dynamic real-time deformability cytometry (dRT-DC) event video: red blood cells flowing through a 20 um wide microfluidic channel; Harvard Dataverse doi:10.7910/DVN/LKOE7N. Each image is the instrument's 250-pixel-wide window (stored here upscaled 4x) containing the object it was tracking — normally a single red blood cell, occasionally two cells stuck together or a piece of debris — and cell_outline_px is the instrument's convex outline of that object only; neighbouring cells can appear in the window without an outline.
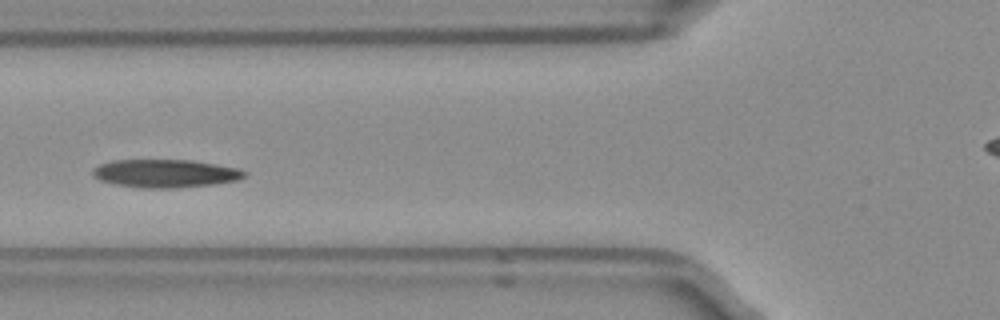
{"species": "Egyptian fruit bat (a non-hibernating species)", "species_latin": "Rousettus aegyptiacus", "temperature_condition": "room temperature", "stored_images_in_passage": 47, "camera_frame_rate_fps": 3000, "um_per_image_px": 0.085, "frame": {"image": 1, "passage_image": 14, "time_ms": 4.333, "image_size_px": [1000, 320], "cell_outline_px": [[248, 172], [240, 180], [216, 184], [176, 188], [140, 188], [116, 184], [100, 180], [92, 176], [92, 172], [100, 164], [112, 160], [188, 160], [240, 168]], "centroid_in_image_um": [14.09, 14.75], "position_along_channel_um": 111.7, "area_um2": 24.91}}
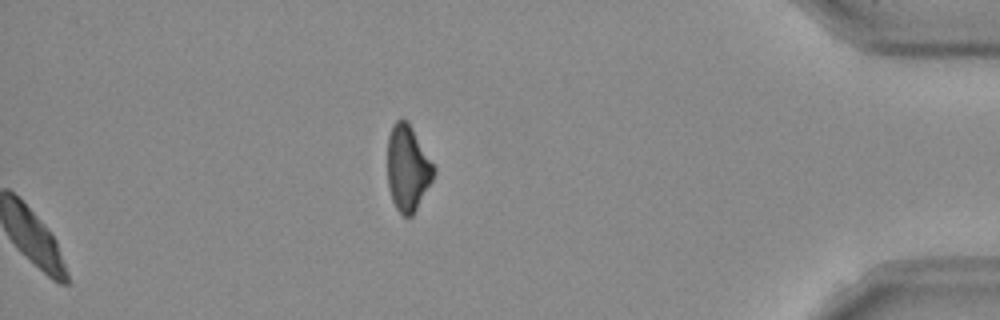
{"frame": {"image": 2, "passage_image": 47, "time_ms": 15.333, "image_size_px": [1000, 320], "cell_outline_px": [[436, 172], [432, 180], [412, 216], [404, 216], [396, 208], [392, 200], [388, 188], [388, 136], [392, 124], [396, 120], [408, 120], [436, 168]], "centroid_in_image_um": [34.65, 14.27], "position_along_channel_um": 400.5, "area_um2": 23.12}, "authors_computed_cell_mechanics": {"area_um2": 24.3338, "velocity_mm_per_s": 3.8862, "shape_relaxation_time_tau1_ms": 3.3499, "shape_relaxation_time_tau2_ms": 2.6585, "deformation_change_tau1": 0.1408, "deformation_change_tau2": 0.0763}}